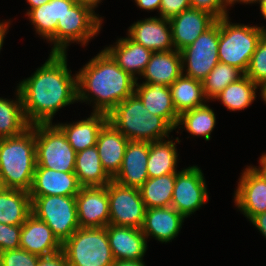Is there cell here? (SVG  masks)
Here are the masks:
<instances>
[{
  "instance_id": "cell-1",
  "label": "cell",
  "mask_w": 266,
  "mask_h": 266,
  "mask_svg": "<svg viewBox=\"0 0 266 266\" xmlns=\"http://www.w3.org/2000/svg\"><path fill=\"white\" fill-rule=\"evenodd\" d=\"M67 53H51L45 63L17 85L30 125L52 124L59 109L78 103L77 73L68 69Z\"/></svg>"
},
{
  "instance_id": "cell-2",
  "label": "cell",
  "mask_w": 266,
  "mask_h": 266,
  "mask_svg": "<svg viewBox=\"0 0 266 266\" xmlns=\"http://www.w3.org/2000/svg\"><path fill=\"white\" fill-rule=\"evenodd\" d=\"M136 82L103 49L77 72L78 101L94 102L93 112L109 114L135 92Z\"/></svg>"
},
{
  "instance_id": "cell-3",
  "label": "cell",
  "mask_w": 266,
  "mask_h": 266,
  "mask_svg": "<svg viewBox=\"0 0 266 266\" xmlns=\"http://www.w3.org/2000/svg\"><path fill=\"white\" fill-rule=\"evenodd\" d=\"M36 168L35 124L0 139V178L5 188L30 191Z\"/></svg>"
},
{
  "instance_id": "cell-4",
  "label": "cell",
  "mask_w": 266,
  "mask_h": 266,
  "mask_svg": "<svg viewBox=\"0 0 266 266\" xmlns=\"http://www.w3.org/2000/svg\"><path fill=\"white\" fill-rule=\"evenodd\" d=\"M108 121L132 141L168 139L175 130L163 117L151 114L135 93L108 114Z\"/></svg>"
},
{
  "instance_id": "cell-5",
  "label": "cell",
  "mask_w": 266,
  "mask_h": 266,
  "mask_svg": "<svg viewBox=\"0 0 266 266\" xmlns=\"http://www.w3.org/2000/svg\"><path fill=\"white\" fill-rule=\"evenodd\" d=\"M229 16L219 19V61L245 74L257 44L266 32L265 26L231 23Z\"/></svg>"
},
{
  "instance_id": "cell-6",
  "label": "cell",
  "mask_w": 266,
  "mask_h": 266,
  "mask_svg": "<svg viewBox=\"0 0 266 266\" xmlns=\"http://www.w3.org/2000/svg\"><path fill=\"white\" fill-rule=\"evenodd\" d=\"M68 266H112L106 227H80L63 244Z\"/></svg>"
},
{
  "instance_id": "cell-7",
  "label": "cell",
  "mask_w": 266,
  "mask_h": 266,
  "mask_svg": "<svg viewBox=\"0 0 266 266\" xmlns=\"http://www.w3.org/2000/svg\"><path fill=\"white\" fill-rule=\"evenodd\" d=\"M102 22L91 8L75 3L58 20L56 35L49 41L53 45L51 53H67L68 46L75 42L87 46L100 32Z\"/></svg>"
},
{
  "instance_id": "cell-8",
  "label": "cell",
  "mask_w": 266,
  "mask_h": 266,
  "mask_svg": "<svg viewBox=\"0 0 266 266\" xmlns=\"http://www.w3.org/2000/svg\"><path fill=\"white\" fill-rule=\"evenodd\" d=\"M36 168L74 172L76 152L55 124H35Z\"/></svg>"
},
{
  "instance_id": "cell-9",
  "label": "cell",
  "mask_w": 266,
  "mask_h": 266,
  "mask_svg": "<svg viewBox=\"0 0 266 266\" xmlns=\"http://www.w3.org/2000/svg\"><path fill=\"white\" fill-rule=\"evenodd\" d=\"M31 212L44 221L63 244L78 228L75 196H30Z\"/></svg>"
},
{
  "instance_id": "cell-10",
  "label": "cell",
  "mask_w": 266,
  "mask_h": 266,
  "mask_svg": "<svg viewBox=\"0 0 266 266\" xmlns=\"http://www.w3.org/2000/svg\"><path fill=\"white\" fill-rule=\"evenodd\" d=\"M218 45L219 19L190 46L180 51L182 57V74L185 73L184 75L202 82L220 62Z\"/></svg>"
},
{
  "instance_id": "cell-11",
  "label": "cell",
  "mask_w": 266,
  "mask_h": 266,
  "mask_svg": "<svg viewBox=\"0 0 266 266\" xmlns=\"http://www.w3.org/2000/svg\"><path fill=\"white\" fill-rule=\"evenodd\" d=\"M109 199V224L141 229L146 206L140 190L126 187L112 180L107 184Z\"/></svg>"
},
{
  "instance_id": "cell-12",
  "label": "cell",
  "mask_w": 266,
  "mask_h": 266,
  "mask_svg": "<svg viewBox=\"0 0 266 266\" xmlns=\"http://www.w3.org/2000/svg\"><path fill=\"white\" fill-rule=\"evenodd\" d=\"M209 199L207 184L197 165L176 173L171 206L185 218L194 214Z\"/></svg>"
},
{
  "instance_id": "cell-13",
  "label": "cell",
  "mask_w": 266,
  "mask_h": 266,
  "mask_svg": "<svg viewBox=\"0 0 266 266\" xmlns=\"http://www.w3.org/2000/svg\"><path fill=\"white\" fill-rule=\"evenodd\" d=\"M236 188L235 206L249 221L266 212V180L252 165L241 173Z\"/></svg>"
},
{
  "instance_id": "cell-14",
  "label": "cell",
  "mask_w": 266,
  "mask_h": 266,
  "mask_svg": "<svg viewBox=\"0 0 266 266\" xmlns=\"http://www.w3.org/2000/svg\"><path fill=\"white\" fill-rule=\"evenodd\" d=\"M80 227H106L109 224V199L105 187H81L75 196Z\"/></svg>"
},
{
  "instance_id": "cell-15",
  "label": "cell",
  "mask_w": 266,
  "mask_h": 266,
  "mask_svg": "<svg viewBox=\"0 0 266 266\" xmlns=\"http://www.w3.org/2000/svg\"><path fill=\"white\" fill-rule=\"evenodd\" d=\"M217 19L205 12L194 8L182 11L169 19L174 49L179 52L190 46L203 32L208 30Z\"/></svg>"
},
{
  "instance_id": "cell-16",
  "label": "cell",
  "mask_w": 266,
  "mask_h": 266,
  "mask_svg": "<svg viewBox=\"0 0 266 266\" xmlns=\"http://www.w3.org/2000/svg\"><path fill=\"white\" fill-rule=\"evenodd\" d=\"M128 37L153 52L172 51L174 44L169 19L150 17L134 22L128 28Z\"/></svg>"
},
{
  "instance_id": "cell-17",
  "label": "cell",
  "mask_w": 266,
  "mask_h": 266,
  "mask_svg": "<svg viewBox=\"0 0 266 266\" xmlns=\"http://www.w3.org/2000/svg\"><path fill=\"white\" fill-rule=\"evenodd\" d=\"M106 231L114 260H143L148 247L141 229L108 224Z\"/></svg>"
},
{
  "instance_id": "cell-18",
  "label": "cell",
  "mask_w": 266,
  "mask_h": 266,
  "mask_svg": "<svg viewBox=\"0 0 266 266\" xmlns=\"http://www.w3.org/2000/svg\"><path fill=\"white\" fill-rule=\"evenodd\" d=\"M148 155L149 142L129 140L120 170L112 180L120 185L139 189L149 178Z\"/></svg>"
},
{
  "instance_id": "cell-19",
  "label": "cell",
  "mask_w": 266,
  "mask_h": 266,
  "mask_svg": "<svg viewBox=\"0 0 266 266\" xmlns=\"http://www.w3.org/2000/svg\"><path fill=\"white\" fill-rule=\"evenodd\" d=\"M20 248L43 257L61 251L62 243L44 221L31 213L22 224Z\"/></svg>"
},
{
  "instance_id": "cell-20",
  "label": "cell",
  "mask_w": 266,
  "mask_h": 266,
  "mask_svg": "<svg viewBox=\"0 0 266 266\" xmlns=\"http://www.w3.org/2000/svg\"><path fill=\"white\" fill-rule=\"evenodd\" d=\"M184 219L172 206L146 209L141 228L146 239L152 236L159 242L168 243L176 238L182 228Z\"/></svg>"
},
{
  "instance_id": "cell-21",
  "label": "cell",
  "mask_w": 266,
  "mask_h": 266,
  "mask_svg": "<svg viewBox=\"0 0 266 266\" xmlns=\"http://www.w3.org/2000/svg\"><path fill=\"white\" fill-rule=\"evenodd\" d=\"M81 186L74 172L35 168L30 196H76Z\"/></svg>"
},
{
  "instance_id": "cell-22",
  "label": "cell",
  "mask_w": 266,
  "mask_h": 266,
  "mask_svg": "<svg viewBox=\"0 0 266 266\" xmlns=\"http://www.w3.org/2000/svg\"><path fill=\"white\" fill-rule=\"evenodd\" d=\"M129 140L107 121L97 136L96 147L103 169L113 178L120 170Z\"/></svg>"
},
{
  "instance_id": "cell-23",
  "label": "cell",
  "mask_w": 266,
  "mask_h": 266,
  "mask_svg": "<svg viewBox=\"0 0 266 266\" xmlns=\"http://www.w3.org/2000/svg\"><path fill=\"white\" fill-rule=\"evenodd\" d=\"M134 93L151 114L163 117L174 129L177 128L180 115L174 107L169 86L136 82Z\"/></svg>"
},
{
  "instance_id": "cell-24",
  "label": "cell",
  "mask_w": 266,
  "mask_h": 266,
  "mask_svg": "<svg viewBox=\"0 0 266 266\" xmlns=\"http://www.w3.org/2000/svg\"><path fill=\"white\" fill-rule=\"evenodd\" d=\"M116 63L129 75L138 81L141 77L153 51L135 43L129 37L119 38L115 45L104 48Z\"/></svg>"
},
{
  "instance_id": "cell-25",
  "label": "cell",
  "mask_w": 266,
  "mask_h": 266,
  "mask_svg": "<svg viewBox=\"0 0 266 266\" xmlns=\"http://www.w3.org/2000/svg\"><path fill=\"white\" fill-rule=\"evenodd\" d=\"M108 121V114L91 112L83 120L73 123H56L55 125L64 133L67 141L76 153L95 146L101 128Z\"/></svg>"
},
{
  "instance_id": "cell-26",
  "label": "cell",
  "mask_w": 266,
  "mask_h": 266,
  "mask_svg": "<svg viewBox=\"0 0 266 266\" xmlns=\"http://www.w3.org/2000/svg\"><path fill=\"white\" fill-rule=\"evenodd\" d=\"M182 75V57L178 50L153 52L141 77L143 83L171 86Z\"/></svg>"
},
{
  "instance_id": "cell-27",
  "label": "cell",
  "mask_w": 266,
  "mask_h": 266,
  "mask_svg": "<svg viewBox=\"0 0 266 266\" xmlns=\"http://www.w3.org/2000/svg\"><path fill=\"white\" fill-rule=\"evenodd\" d=\"M75 0H50L37 8L27 10L36 33L48 42L56 35L58 20L75 4Z\"/></svg>"
},
{
  "instance_id": "cell-28",
  "label": "cell",
  "mask_w": 266,
  "mask_h": 266,
  "mask_svg": "<svg viewBox=\"0 0 266 266\" xmlns=\"http://www.w3.org/2000/svg\"><path fill=\"white\" fill-rule=\"evenodd\" d=\"M74 173L81 187H105L112 181L102 167L96 145L76 153Z\"/></svg>"
},
{
  "instance_id": "cell-29",
  "label": "cell",
  "mask_w": 266,
  "mask_h": 266,
  "mask_svg": "<svg viewBox=\"0 0 266 266\" xmlns=\"http://www.w3.org/2000/svg\"><path fill=\"white\" fill-rule=\"evenodd\" d=\"M163 139L149 142V155L147 161V172L149 178L160 177L167 174L177 173L178 153L176 142L180 143L179 138L175 142Z\"/></svg>"
},
{
  "instance_id": "cell-30",
  "label": "cell",
  "mask_w": 266,
  "mask_h": 266,
  "mask_svg": "<svg viewBox=\"0 0 266 266\" xmlns=\"http://www.w3.org/2000/svg\"><path fill=\"white\" fill-rule=\"evenodd\" d=\"M31 213L28 191L4 188L0 192V223L22 225Z\"/></svg>"
},
{
  "instance_id": "cell-31",
  "label": "cell",
  "mask_w": 266,
  "mask_h": 266,
  "mask_svg": "<svg viewBox=\"0 0 266 266\" xmlns=\"http://www.w3.org/2000/svg\"><path fill=\"white\" fill-rule=\"evenodd\" d=\"M172 101L179 115L209 102L204 94L203 84L182 74L170 86Z\"/></svg>"
},
{
  "instance_id": "cell-32",
  "label": "cell",
  "mask_w": 266,
  "mask_h": 266,
  "mask_svg": "<svg viewBox=\"0 0 266 266\" xmlns=\"http://www.w3.org/2000/svg\"><path fill=\"white\" fill-rule=\"evenodd\" d=\"M16 91L15 100L0 97V139L17 136L31 126L24 114L21 93L18 88Z\"/></svg>"
},
{
  "instance_id": "cell-33",
  "label": "cell",
  "mask_w": 266,
  "mask_h": 266,
  "mask_svg": "<svg viewBox=\"0 0 266 266\" xmlns=\"http://www.w3.org/2000/svg\"><path fill=\"white\" fill-rule=\"evenodd\" d=\"M256 85L245 74L237 81L230 83L214 100L221 103L230 111H239L248 108L256 100Z\"/></svg>"
},
{
  "instance_id": "cell-34",
  "label": "cell",
  "mask_w": 266,
  "mask_h": 266,
  "mask_svg": "<svg viewBox=\"0 0 266 266\" xmlns=\"http://www.w3.org/2000/svg\"><path fill=\"white\" fill-rule=\"evenodd\" d=\"M175 180L176 173L148 178L139 188L146 208L171 206Z\"/></svg>"
},
{
  "instance_id": "cell-35",
  "label": "cell",
  "mask_w": 266,
  "mask_h": 266,
  "mask_svg": "<svg viewBox=\"0 0 266 266\" xmlns=\"http://www.w3.org/2000/svg\"><path fill=\"white\" fill-rule=\"evenodd\" d=\"M184 129L194 137H204L206 141L211 139V132L216 125V115L208 104L183 112L179 116L177 128Z\"/></svg>"
},
{
  "instance_id": "cell-36",
  "label": "cell",
  "mask_w": 266,
  "mask_h": 266,
  "mask_svg": "<svg viewBox=\"0 0 266 266\" xmlns=\"http://www.w3.org/2000/svg\"><path fill=\"white\" fill-rule=\"evenodd\" d=\"M244 74L237 68L219 62L202 81L207 100H213L230 83L237 81Z\"/></svg>"
},
{
  "instance_id": "cell-37",
  "label": "cell",
  "mask_w": 266,
  "mask_h": 266,
  "mask_svg": "<svg viewBox=\"0 0 266 266\" xmlns=\"http://www.w3.org/2000/svg\"><path fill=\"white\" fill-rule=\"evenodd\" d=\"M245 75L258 86L266 81V32L257 44Z\"/></svg>"
},
{
  "instance_id": "cell-38",
  "label": "cell",
  "mask_w": 266,
  "mask_h": 266,
  "mask_svg": "<svg viewBox=\"0 0 266 266\" xmlns=\"http://www.w3.org/2000/svg\"><path fill=\"white\" fill-rule=\"evenodd\" d=\"M39 256L18 248L0 252V266H37Z\"/></svg>"
},
{
  "instance_id": "cell-39",
  "label": "cell",
  "mask_w": 266,
  "mask_h": 266,
  "mask_svg": "<svg viewBox=\"0 0 266 266\" xmlns=\"http://www.w3.org/2000/svg\"><path fill=\"white\" fill-rule=\"evenodd\" d=\"M190 3L191 8L205 11L213 15L217 20L229 16L228 8L235 4L234 0H190Z\"/></svg>"
},
{
  "instance_id": "cell-40",
  "label": "cell",
  "mask_w": 266,
  "mask_h": 266,
  "mask_svg": "<svg viewBox=\"0 0 266 266\" xmlns=\"http://www.w3.org/2000/svg\"><path fill=\"white\" fill-rule=\"evenodd\" d=\"M22 225L0 223V252L20 248Z\"/></svg>"
},
{
  "instance_id": "cell-41",
  "label": "cell",
  "mask_w": 266,
  "mask_h": 266,
  "mask_svg": "<svg viewBox=\"0 0 266 266\" xmlns=\"http://www.w3.org/2000/svg\"><path fill=\"white\" fill-rule=\"evenodd\" d=\"M189 8H191L190 0H161L159 15L164 19H171Z\"/></svg>"
},
{
  "instance_id": "cell-42",
  "label": "cell",
  "mask_w": 266,
  "mask_h": 266,
  "mask_svg": "<svg viewBox=\"0 0 266 266\" xmlns=\"http://www.w3.org/2000/svg\"><path fill=\"white\" fill-rule=\"evenodd\" d=\"M37 266H68V264L65 254L61 250L58 253L40 257Z\"/></svg>"
},
{
  "instance_id": "cell-43",
  "label": "cell",
  "mask_w": 266,
  "mask_h": 266,
  "mask_svg": "<svg viewBox=\"0 0 266 266\" xmlns=\"http://www.w3.org/2000/svg\"><path fill=\"white\" fill-rule=\"evenodd\" d=\"M137 7L146 11H160L161 0H134Z\"/></svg>"
},
{
  "instance_id": "cell-44",
  "label": "cell",
  "mask_w": 266,
  "mask_h": 266,
  "mask_svg": "<svg viewBox=\"0 0 266 266\" xmlns=\"http://www.w3.org/2000/svg\"><path fill=\"white\" fill-rule=\"evenodd\" d=\"M250 222L266 238V212L256 215Z\"/></svg>"
},
{
  "instance_id": "cell-45",
  "label": "cell",
  "mask_w": 266,
  "mask_h": 266,
  "mask_svg": "<svg viewBox=\"0 0 266 266\" xmlns=\"http://www.w3.org/2000/svg\"><path fill=\"white\" fill-rule=\"evenodd\" d=\"M112 266H146V265L143 260H138V261L114 260Z\"/></svg>"
},
{
  "instance_id": "cell-46",
  "label": "cell",
  "mask_w": 266,
  "mask_h": 266,
  "mask_svg": "<svg viewBox=\"0 0 266 266\" xmlns=\"http://www.w3.org/2000/svg\"><path fill=\"white\" fill-rule=\"evenodd\" d=\"M10 20L9 21H5V22H0V51L3 47V42H4V38L8 32L9 29V25H10Z\"/></svg>"
},
{
  "instance_id": "cell-47",
  "label": "cell",
  "mask_w": 266,
  "mask_h": 266,
  "mask_svg": "<svg viewBox=\"0 0 266 266\" xmlns=\"http://www.w3.org/2000/svg\"><path fill=\"white\" fill-rule=\"evenodd\" d=\"M259 167L258 166H253L266 180V153L262 154V156L259 159Z\"/></svg>"
},
{
  "instance_id": "cell-48",
  "label": "cell",
  "mask_w": 266,
  "mask_h": 266,
  "mask_svg": "<svg viewBox=\"0 0 266 266\" xmlns=\"http://www.w3.org/2000/svg\"><path fill=\"white\" fill-rule=\"evenodd\" d=\"M75 2L89 7L95 12V8L98 7V4L101 3L102 0H75Z\"/></svg>"
},
{
  "instance_id": "cell-49",
  "label": "cell",
  "mask_w": 266,
  "mask_h": 266,
  "mask_svg": "<svg viewBox=\"0 0 266 266\" xmlns=\"http://www.w3.org/2000/svg\"><path fill=\"white\" fill-rule=\"evenodd\" d=\"M50 0H26V2L30 5V9L37 8L45 3H48Z\"/></svg>"
},
{
  "instance_id": "cell-50",
  "label": "cell",
  "mask_w": 266,
  "mask_h": 266,
  "mask_svg": "<svg viewBox=\"0 0 266 266\" xmlns=\"http://www.w3.org/2000/svg\"><path fill=\"white\" fill-rule=\"evenodd\" d=\"M258 4H260V13L262 14L263 18L266 20V0H258Z\"/></svg>"
},
{
  "instance_id": "cell-51",
  "label": "cell",
  "mask_w": 266,
  "mask_h": 266,
  "mask_svg": "<svg viewBox=\"0 0 266 266\" xmlns=\"http://www.w3.org/2000/svg\"><path fill=\"white\" fill-rule=\"evenodd\" d=\"M258 88H260V96H261V99H263V101L265 102L266 104V81L261 83Z\"/></svg>"
},
{
  "instance_id": "cell-52",
  "label": "cell",
  "mask_w": 266,
  "mask_h": 266,
  "mask_svg": "<svg viewBox=\"0 0 266 266\" xmlns=\"http://www.w3.org/2000/svg\"><path fill=\"white\" fill-rule=\"evenodd\" d=\"M258 0H234V3H244V4H253L256 3Z\"/></svg>"
},
{
  "instance_id": "cell-53",
  "label": "cell",
  "mask_w": 266,
  "mask_h": 266,
  "mask_svg": "<svg viewBox=\"0 0 266 266\" xmlns=\"http://www.w3.org/2000/svg\"><path fill=\"white\" fill-rule=\"evenodd\" d=\"M4 188H5V187H4L3 182H2V180H1V178H0V192H1Z\"/></svg>"
}]
</instances>
